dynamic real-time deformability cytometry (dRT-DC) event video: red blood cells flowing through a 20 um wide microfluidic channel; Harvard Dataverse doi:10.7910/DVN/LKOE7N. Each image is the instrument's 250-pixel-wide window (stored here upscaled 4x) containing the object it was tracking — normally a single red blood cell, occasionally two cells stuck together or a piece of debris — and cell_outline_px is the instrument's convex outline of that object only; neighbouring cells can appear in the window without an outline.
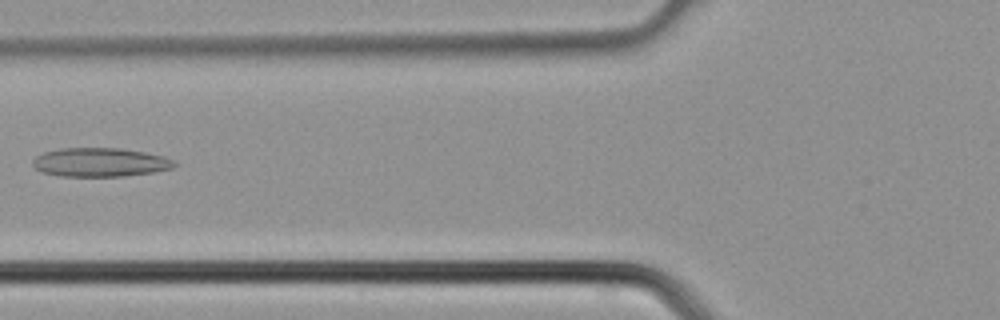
{"species": "common noctule bat (a hibernating species)", "species_latin": "Nyctalus noctula", "temperature_condition": "cold", "stored_images_in_passage": 5, "camera_frame_rate_fps": 3000, "um_per_image_px": 0.085, "animal": {"sex": "male", "body_mass_g": 21.5, "forearm_length_mm": 52.0}, "frame": {"image": 1, "passage_image": 5, "time_ms": 1.333, "image_size_px": [1000, 320], "cell_outline_px": [[180, 164], [172, 168], [152, 172], [124, 176], [60, 176], [40, 172], [32, 164], [32, 160], [36, 156], [44, 152], [60, 148], [120, 148], [144, 152], [164, 156]], "centroid_in_image_um": [8.5, 13.79], "position_along_channel_um": 117.3, "area_um2": 23.87}}